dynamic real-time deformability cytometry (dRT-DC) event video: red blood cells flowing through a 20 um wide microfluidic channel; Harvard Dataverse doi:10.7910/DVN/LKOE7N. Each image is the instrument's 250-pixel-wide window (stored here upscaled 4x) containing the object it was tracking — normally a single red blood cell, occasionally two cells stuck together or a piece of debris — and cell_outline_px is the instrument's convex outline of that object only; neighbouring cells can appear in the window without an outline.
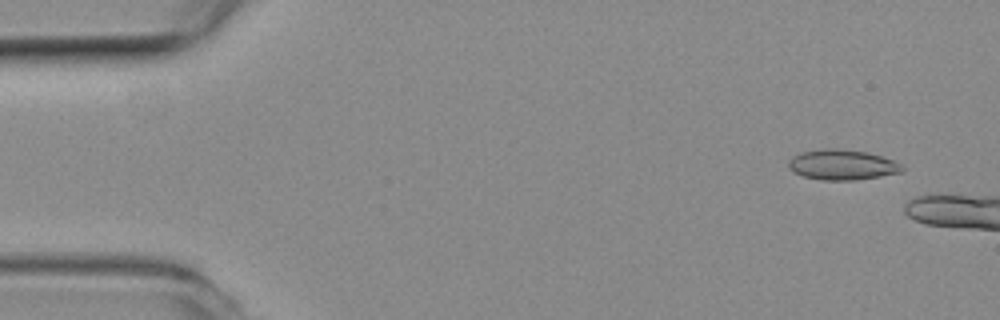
{"species": "common noctule bat (a hibernating species)", "species_latin": "Nyctalus noctula", "temperature_condition": "room temperature", "stored_images_in_passage": 8, "camera_frame_rate_fps": 3000, "um_per_image_px": 0.085, "animal": {"sex": "female", "body_mass_g": 19.3, "forearm_length_mm": 54.1}, "frame": {"image": 1, "passage_image": 4, "time_ms": 1.0, "image_size_px": [1000, 320], "cell_outline_px": [[904, 172], [856, 180], [820, 180], [804, 176], [792, 172], [788, 168], [788, 160], [792, 156], [800, 152], [828, 148], [836, 148], [864, 152], [880, 156], [904, 164]], "centroid_in_image_um": [71.57, 14.01], "position_along_channel_um": 13.4, "area_um2": 20.17}}